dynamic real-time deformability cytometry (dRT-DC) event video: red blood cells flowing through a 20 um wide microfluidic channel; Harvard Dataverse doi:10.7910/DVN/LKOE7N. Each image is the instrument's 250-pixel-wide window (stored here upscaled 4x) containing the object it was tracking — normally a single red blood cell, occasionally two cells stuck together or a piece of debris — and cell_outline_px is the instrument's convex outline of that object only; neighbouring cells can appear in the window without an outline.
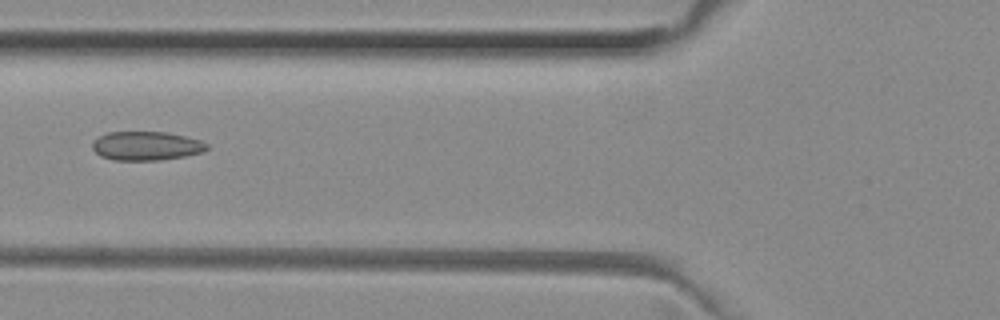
{"species": "common noctule bat (a hibernating species)", "species_latin": "Nyctalus noctula", "temperature_condition": "room temperature", "stored_images_in_passage": 37, "camera_frame_rate_fps": 3000, "um_per_image_px": 0.085, "animal": {"sex": "female", "body_mass_g": 29.2, "forearm_length_mm": 56.3}, "frame": {"image": 1, "passage_image": 6, "time_ms": 1.667, "image_size_px": [1000, 320], "cell_outline_px": [[208, 148], [204, 152], [184, 156], [160, 160], [112, 160], [100, 156], [92, 148], [92, 144], [100, 136], [108, 132], [168, 132], [200, 140], [208, 144]], "centroid_in_image_um": [12.45, 12.4], "position_along_channel_um": 113.4, "area_um2": 19.25}}
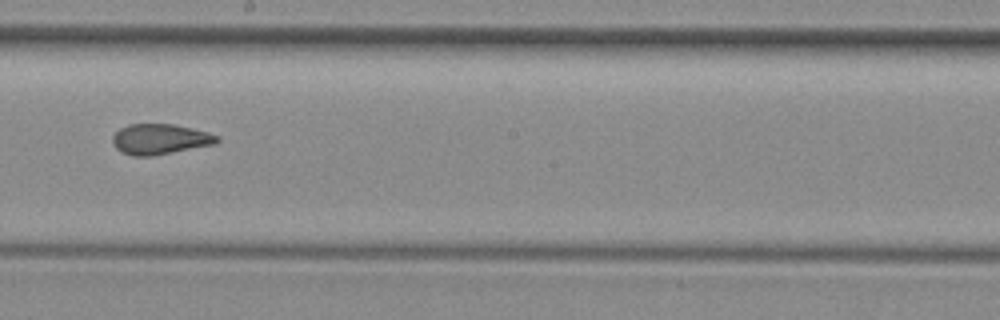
{"frame": {"image": 2, "passage_image": 15, "time_ms": 4.667, "image_size_px": [1000, 320], "cell_outline_px": [[220, 140], [212, 144], [152, 156], [132, 156], [120, 152], [112, 144], [112, 136], [120, 128], [128, 124], [172, 124], [192, 128], [208, 132], [220, 136]], "centroid_in_image_um": [13.55, 11.82], "position_along_channel_um": 234.6, "area_um2": 18.5}}
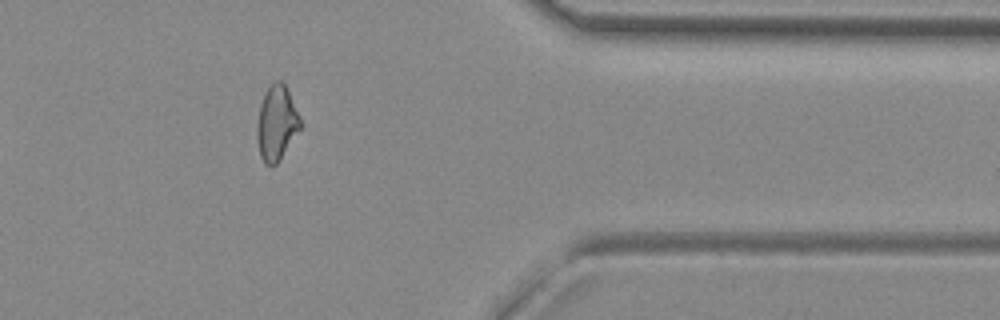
{"frame": {"image": 3, "passage_image": 28, "time_ms": 9.0, "image_size_px": [1000, 320], "cell_outline_px": [[300, 128], [276, 164], [272, 168], [264, 164], [260, 156], [256, 136], [256, 128], [260, 104], [264, 92], [276, 80], [280, 80], [284, 84], [300, 116]], "centroid_in_image_um": [23.47, 10.48], "position_along_channel_um": 387.9, "area_um2": 18.67}, "authors_computed_cell_mechanics": {"area_um2": 18.8428, "velocity_mm_per_s": 4.036, "shape_relaxation_time_tau1_ms": null, "shape_relaxation_time_tau2_ms": 1.844, "deformation_change_tau1": null, "deformation_change_tau2": 0.0821}}